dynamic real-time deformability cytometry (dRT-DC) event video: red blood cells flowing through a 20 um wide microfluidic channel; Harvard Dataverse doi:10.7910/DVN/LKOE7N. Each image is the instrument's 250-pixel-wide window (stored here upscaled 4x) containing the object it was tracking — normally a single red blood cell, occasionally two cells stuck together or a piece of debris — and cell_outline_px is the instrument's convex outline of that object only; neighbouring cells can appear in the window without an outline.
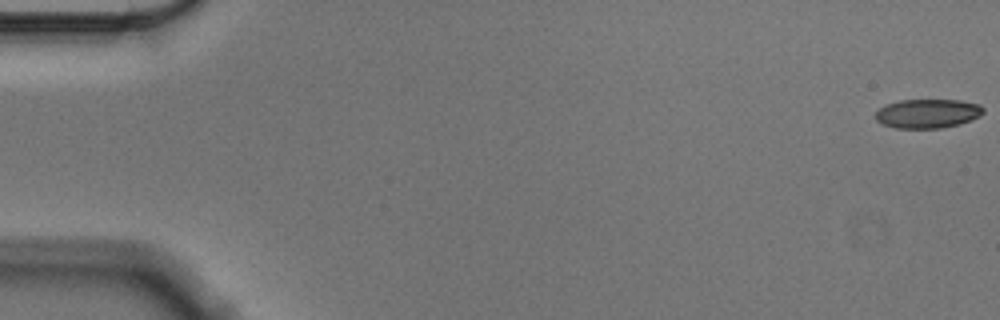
{"species": "Egyptian fruit bat (a non-hibernating species)", "species_latin": "Rousettus aegyptiacus", "temperature_condition": "cold", "stored_images_in_passage": 14, "camera_frame_rate_fps": 3000, "um_per_image_px": 0.085, "animal": {"sex": "male"}, "frame": {"image": 1, "passage_image": 1, "time_ms": 0.0, "image_size_px": [1000, 320], "cell_outline_px": [[984, 112], [980, 116], [972, 120], [960, 124], [940, 128], [896, 128], [884, 124], [876, 120], [876, 112], [880, 108], [888, 104], [900, 100], [960, 100], [980, 104], [984, 108]], "centroid_in_image_um": [78.9, 9.65], "position_along_channel_um": 6.1, "area_um2": 18.26}}
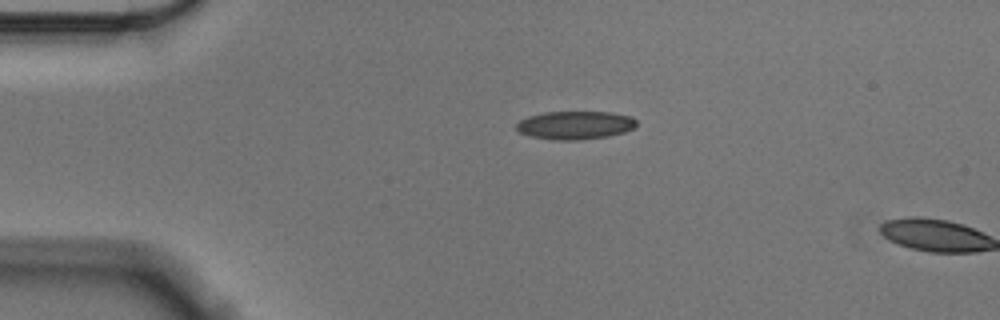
{"frame": {"image": 2, "passage_image": 13, "time_ms": 4.0, "image_size_px": [1000, 320], "cell_outline_px": [[636, 128], [624, 132], [608, 136], [580, 140], [556, 140], [528, 136], [520, 132], [516, 128], [516, 124], [520, 120], [528, 116], [544, 112], [612, 112], [632, 116], [636, 120]], "centroid_in_image_um": [48.9, 10.64], "position_along_channel_um": 36.1, "area_um2": 19.94}}